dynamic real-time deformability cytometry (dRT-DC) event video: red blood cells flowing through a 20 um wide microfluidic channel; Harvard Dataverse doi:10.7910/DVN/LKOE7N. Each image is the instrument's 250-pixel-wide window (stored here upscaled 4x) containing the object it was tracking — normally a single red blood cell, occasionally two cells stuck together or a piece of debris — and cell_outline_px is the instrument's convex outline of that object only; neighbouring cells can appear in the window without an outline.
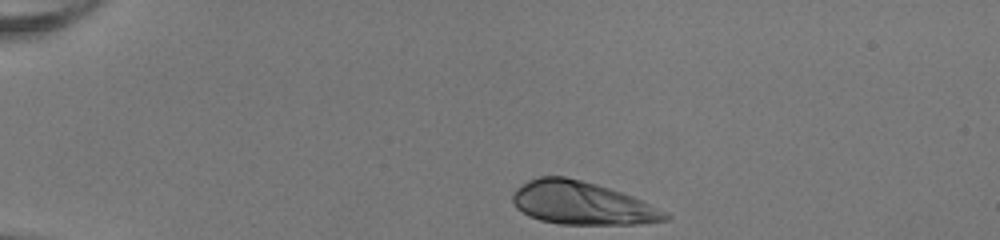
{"species": "human", "species_latin": "Homo sapiens", "temperature_condition": "room temperature", "stored_images_in_passage": 34, "camera_frame_rate_fps": 3000, "um_per_image_px": 0.085, "donor": {"sex": "female"}, "frame": {"image": 1, "passage_image": 1, "time_ms": 0.0, "image_size_px": [1000, 240], "cell_outline_px": [[672, 216], [668, 220], [636, 224], [560, 224], [540, 220], [528, 216], [516, 208], [512, 200], [512, 192], [516, 188], [528, 180], [540, 176], [564, 176], [596, 184], [632, 196], [668, 212]], "centroid_in_image_um": [49.44, 17.27], "position_along_channel_um": 35.6, "area_um2": 38.21}}
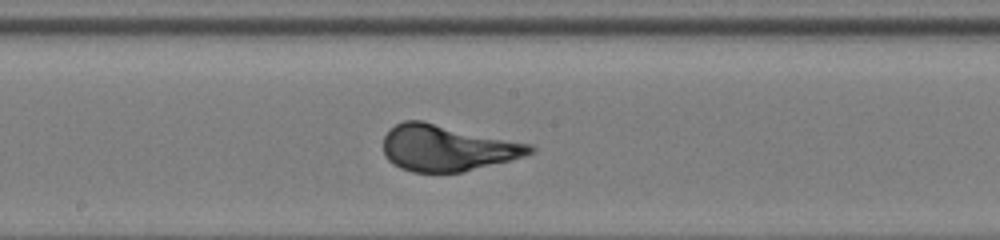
{"frame": {"image": 2, "passage_image": 19, "time_ms": 6.0, "image_size_px": [1000, 240], "cell_outline_px": [[536, 148], [532, 152], [524, 156], [464, 172], [412, 172], [400, 168], [392, 164], [384, 156], [384, 136], [396, 124], [404, 120], [424, 120], [532, 144]], "centroid_in_image_um": [38.0, 12.57], "position_along_channel_um": 210.2, "area_um2": 39.65}}
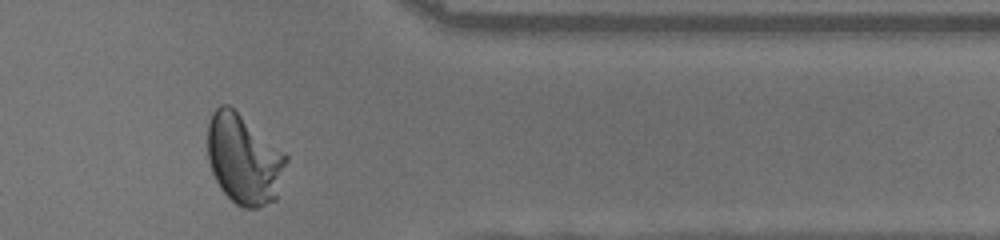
{"frame": {"image": 3, "passage_image": 33, "time_ms": 10.667, "image_size_px": [1000, 240], "cell_outline_px": [[288, 160], [276, 200], [256, 208], [244, 208], [236, 204], [220, 188], [212, 172], [208, 160], [208, 124], [212, 112], [220, 104], [228, 104], [284, 152], [288, 156]], "centroid_in_image_um": [20.73, 13.54], "position_along_channel_um": 390.7, "area_um2": 40.98}, "authors_computed_cell_mechanics": {"area_um2": 38.6393, "velocity_mm_per_s": 4.0568, "shape_relaxation_time_tau1_ms": 2.5301, "shape_relaxation_time_tau2_ms": null, "deformation_change_tau1": 0.189, "deformation_change_tau2": null}}